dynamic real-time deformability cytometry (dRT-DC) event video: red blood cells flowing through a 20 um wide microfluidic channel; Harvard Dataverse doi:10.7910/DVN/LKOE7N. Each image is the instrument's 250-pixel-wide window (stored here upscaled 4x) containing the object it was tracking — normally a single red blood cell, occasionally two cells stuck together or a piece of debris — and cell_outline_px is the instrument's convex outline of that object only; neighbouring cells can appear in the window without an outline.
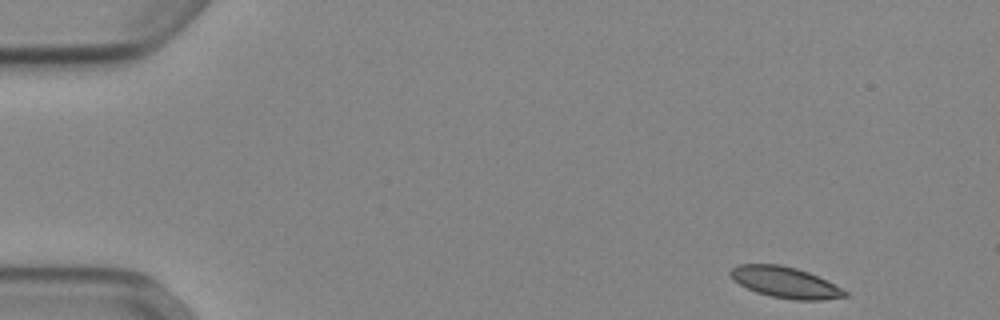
{"species": "Egyptian fruit bat (a non-hibernating species)", "species_latin": "Rousettus aegyptiacus", "temperature_condition": "cold", "stored_images_in_passage": 49, "camera_frame_rate_fps": 3000, "um_per_image_px": 0.085, "animal": {"sex": "female"}, "frame": {"image": 1, "passage_image": 1, "time_ms": 0.0, "image_size_px": [1000, 320], "cell_outline_px": [[848, 296], [824, 300], [796, 300], [772, 296], [756, 292], [732, 280], [728, 272], [732, 268], [740, 264], [780, 264], [796, 268], [808, 272], [848, 292]], "centroid_in_image_um": [66.71, 24.0], "position_along_channel_um": 18.3, "area_um2": 20.46}}
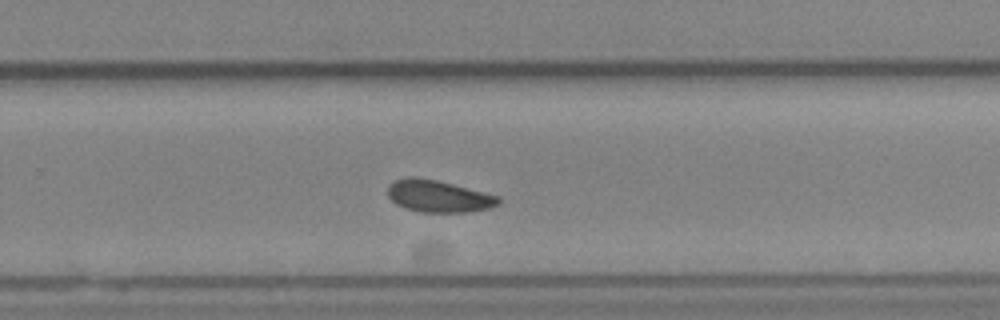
{"frame": {"image": 2, "passage_image": 31, "time_ms": 10.0, "image_size_px": [1000, 320], "cell_outline_px": [[500, 204], [492, 208], [468, 212], [420, 212], [404, 208], [396, 204], [388, 196], [388, 184], [396, 180], [408, 176], [416, 176], [436, 180], [500, 196]], "centroid_in_image_um": [37.27, 16.68], "position_along_channel_um": 292.5, "area_um2": 20.81}}
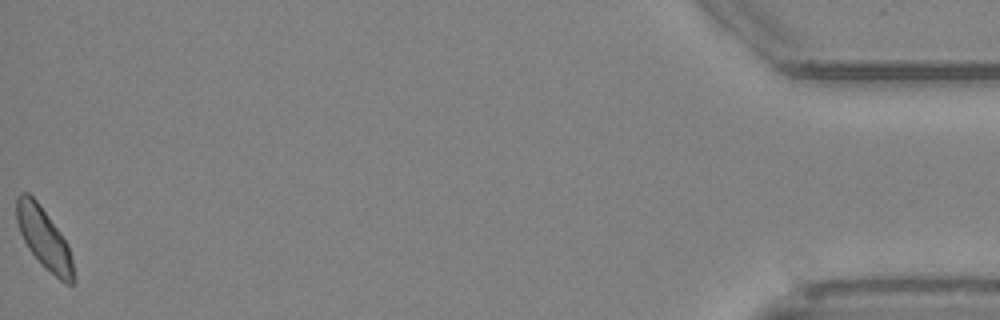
{"frame": {"image": 3, "passage_image": 49, "time_ms": 16.0, "image_size_px": [1000, 320], "cell_outline_px": [[76, 280], [72, 284], [68, 284], [60, 280], [28, 248], [20, 232], [16, 220], [16, 196], [20, 192], [28, 192], [40, 204], [68, 244], [76, 276]], "centroid_in_image_um": [3.75, 20.22], "position_along_channel_um": 431.5, "area_um2": 19.88}, "authors_computed_cell_mechanics": {"area_um2": 20.7502, "velocity_mm_per_s": 3.8544, "shape_relaxation_time_tau1_ms": 5.5082, "shape_relaxation_time_tau2_ms": 6.6747, "deformation_change_tau1": 0.0975, "deformation_change_tau2": 0.1038}}